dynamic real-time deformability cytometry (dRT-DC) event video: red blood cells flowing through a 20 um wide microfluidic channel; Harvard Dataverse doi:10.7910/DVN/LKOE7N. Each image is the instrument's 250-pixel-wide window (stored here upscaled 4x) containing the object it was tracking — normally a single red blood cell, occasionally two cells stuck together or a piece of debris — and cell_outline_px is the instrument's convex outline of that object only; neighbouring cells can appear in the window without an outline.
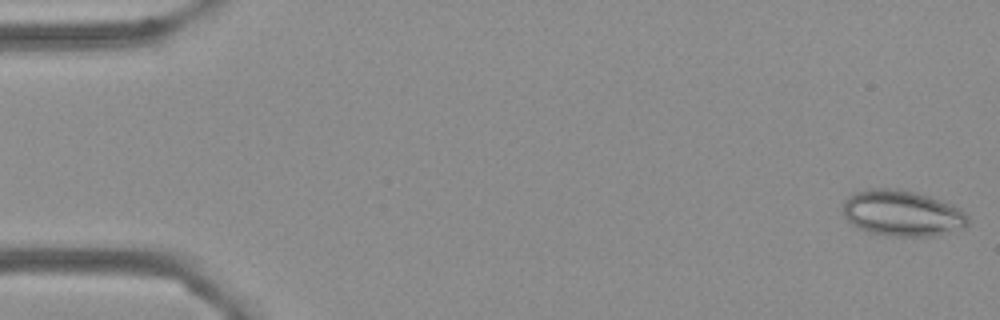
{"species": "Egyptian fruit bat (a non-hibernating species)", "species_latin": "Rousettus aegyptiacus", "temperature_condition": "cold", "stored_images_in_passage": 55, "camera_frame_rate_fps": 3000, "um_per_image_px": 0.085, "frame": {"image": 1, "passage_image": 1, "time_ms": 0.0, "image_size_px": [1000, 320], "cell_outline_px": [[968, 224], [964, 228], [932, 236], [892, 236], [868, 232], [852, 224], [844, 216], [844, 200], [852, 192], [868, 188], [896, 188], [928, 196], [952, 204], [960, 208], [968, 216]], "centroid_in_image_um": [76.68, 18.11], "position_along_channel_um": 8.3, "area_um2": 33.47}}
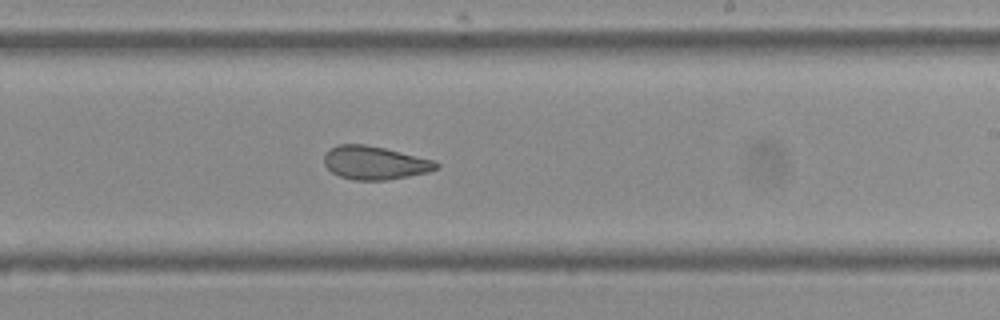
{"frame": {"image": 2, "passage_image": 33, "time_ms": 10.667, "image_size_px": [1000, 320], "cell_outline_px": [[440, 168], [428, 172], [408, 176], [384, 180], [352, 180], [340, 176], [332, 172], [324, 164], [324, 156], [328, 148], [336, 144], [364, 144], [384, 148], [432, 160], [440, 164]], "centroid_in_image_um": [31.82, 13.83], "position_along_channel_um": 257.2, "area_um2": 21.73}}
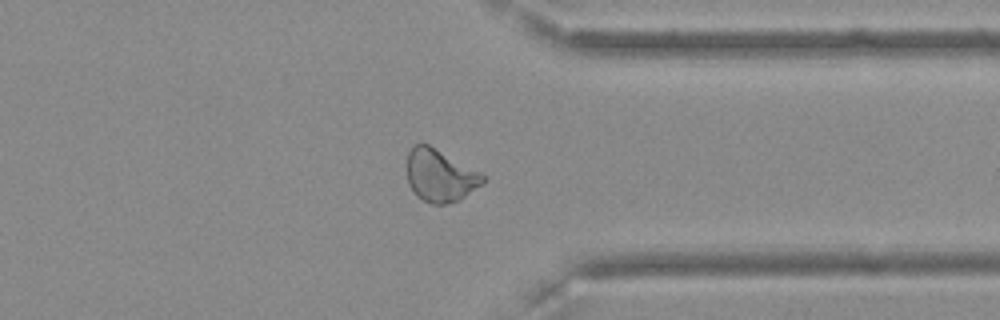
{"frame": {"image": 3, "passage_image": 43, "time_ms": 14.0, "image_size_px": [1000, 320], "cell_outline_px": [[484, 180], [480, 184], [460, 200], [448, 204], [432, 204], [416, 196], [408, 184], [408, 152], [416, 144], [428, 144], [480, 172], [484, 176]], "centroid_in_image_um": [37.38, 14.94], "position_along_channel_um": 374.0, "area_um2": 22.77}, "authors_computed_cell_mechanics": {"area_um2": 23.987, "velocity_mm_per_s": 3.6185, "shape_relaxation_time_tau1_ms": null, "shape_relaxation_time_tau2_ms": 2.0124, "deformation_change_tau1": null, "deformation_change_tau2": 0.0866}}